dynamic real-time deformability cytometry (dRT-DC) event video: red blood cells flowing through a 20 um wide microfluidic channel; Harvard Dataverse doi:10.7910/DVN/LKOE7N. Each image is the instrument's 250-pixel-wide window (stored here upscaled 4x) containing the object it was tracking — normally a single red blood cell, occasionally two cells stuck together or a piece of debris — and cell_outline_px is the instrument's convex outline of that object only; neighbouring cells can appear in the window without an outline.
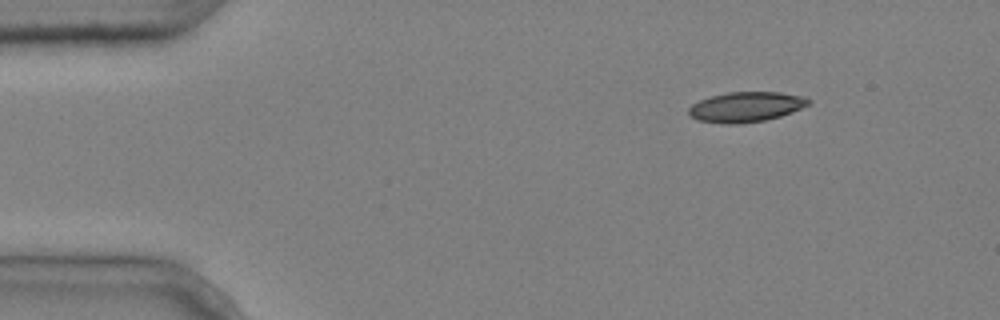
{"species": "common noctule bat (a hibernating species)", "species_latin": "Nyctalus noctula", "temperature_condition": "cold", "stored_images_in_passage": 3, "camera_frame_rate_fps": 3000, "um_per_image_px": 0.085, "animal": {"sex": "male", "body_mass_g": 20.4}, "frame": {"image": 1, "passage_image": 1, "time_ms": 0.0, "image_size_px": [1000, 320], "cell_outline_px": [[812, 100], [808, 104], [792, 112], [780, 116], [764, 120], [740, 124], [724, 124], [696, 120], [688, 112], [688, 108], [692, 104], [700, 100], [712, 96], [728, 92], [780, 92], [804, 96]], "centroid_in_image_um": [63.4, 9.09], "position_along_channel_um": 21.6, "area_um2": 20.98}}